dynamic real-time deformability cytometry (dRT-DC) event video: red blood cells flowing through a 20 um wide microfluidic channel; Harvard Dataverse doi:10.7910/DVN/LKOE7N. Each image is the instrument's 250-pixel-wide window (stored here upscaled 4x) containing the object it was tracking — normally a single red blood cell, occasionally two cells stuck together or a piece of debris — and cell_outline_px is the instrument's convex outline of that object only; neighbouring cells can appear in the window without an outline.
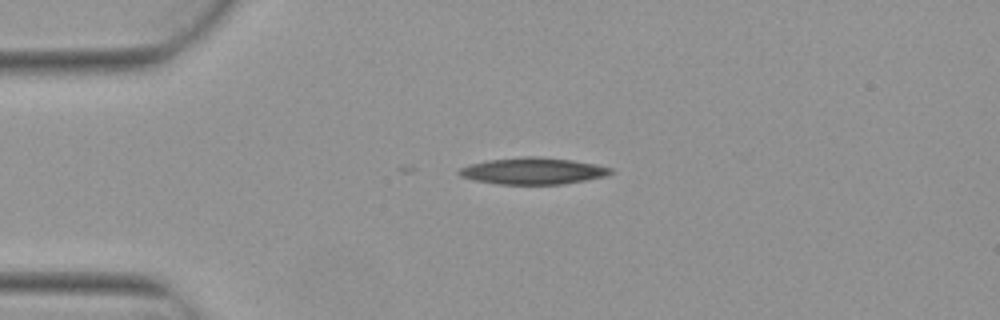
{"species": "Egyptian fruit bat (a non-hibernating species)", "species_latin": "Rousettus aegyptiacus", "temperature_condition": "warm", "stored_images_in_passage": 3, "camera_frame_rate_fps": 3000, "um_per_image_px": 0.085, "animal": {"sex": "female"}, "frame": {"image": 1, "passage_image": 2, "time_ms": 0.333, "image_size_px": [1000, 320], "cell_outline_px": [[616, 172], [604, 176], [584, 180], [560, 184], [500, 184], [476, 180], [460, 176], [456, 172], [460, 168], [468, 164], [488, 160], [524, 156], [536, 156], [572, 160], [596, 164], [612, 168]], "centroid_in_image_um": [45.3, 14.52], "position_along_channel_um": 39.7, "area_um2": 23.47}}